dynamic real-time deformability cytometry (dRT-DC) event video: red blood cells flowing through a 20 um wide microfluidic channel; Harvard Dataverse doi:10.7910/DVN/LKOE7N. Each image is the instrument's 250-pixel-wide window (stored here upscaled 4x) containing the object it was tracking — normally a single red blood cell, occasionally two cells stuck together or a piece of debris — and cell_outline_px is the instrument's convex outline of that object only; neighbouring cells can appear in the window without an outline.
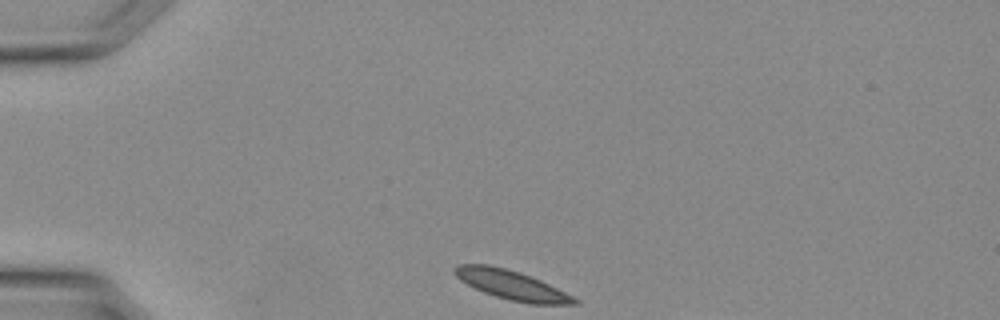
{"species": "Egyptian fruit bat (a non-hibernating species)", "species_latin": "Rousettus aegyptiacus", "temperature_condition": "warm", "stored_images_in_passage": 27, "camera_frame_rate_fps": 3000, "um_per_image_px": 0.085, "animal": {"sex": "female"}, "frame": {"image": 1, "passage_image": 1, "time_ms": 0.0, "image_size_px": [1000, 320], "cell_outline_px": [[580, 304], [528, 304], [496, 296], [484, 292], [460, 280], [452, 272], [452, 268], [460, 264], [488, 264], [520, 272], [540, 280], [580, 300]], "centroid_in_image_um": [43.47, 24.22], "position_along_channel_um": 41.5, "area_um2": 20.17}}
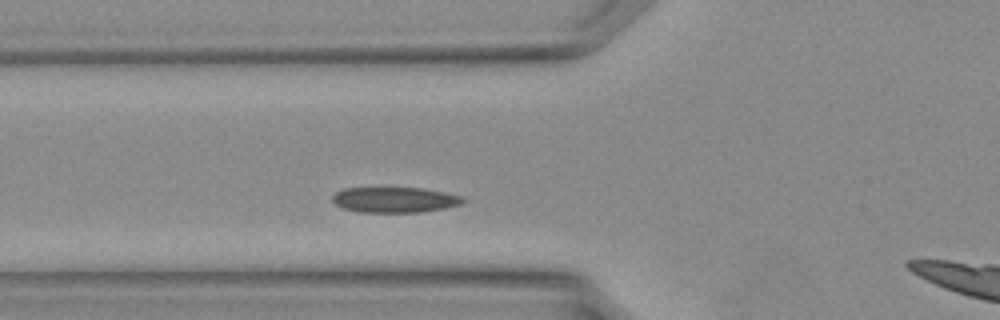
{"frame": {"image": 2, "passage_image": 6, "time_ms": 1.667, "image_size_px": [1000, 320], "cell_outline_px": [[468, 200], [460, 204], [444, 208], [420, 212], [360, 212], [340, 208], [332, 200], [332, 196], [336, 192], [344, 188], [424, 188], [464, 196]], "centroid_in_image_um": [33.56, 16.98], "position_along_channel_um": 92.2, "area_um2": 19.48}}
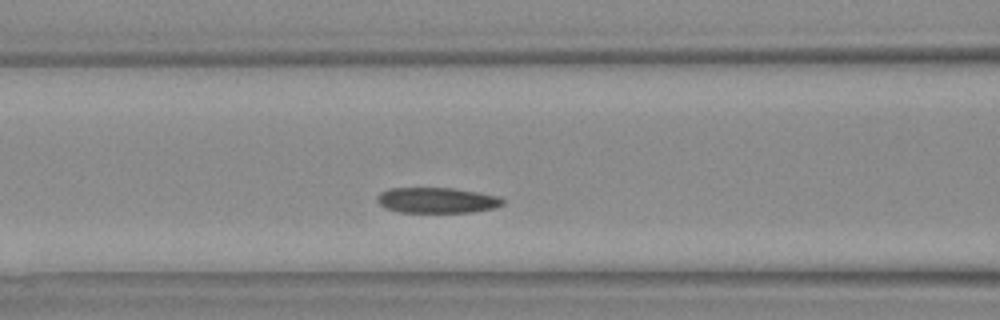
{"frame": {"image": 3, "passage_image": 8, "time_ms": 2.333, "image_size_px": [1000, 320], "cell_outline_px": [[504, 204], [496, 208], [472, 212], [400, 212], [384, 208], [376, 200], [376, 196], [380, 192], [388, 188], [452, 188], [500, 196], [504, 200]], "centroid_in_image_um": [37.13, 17.02], "position_along_channel_um": 129.5, "area_um2": 18.84}}